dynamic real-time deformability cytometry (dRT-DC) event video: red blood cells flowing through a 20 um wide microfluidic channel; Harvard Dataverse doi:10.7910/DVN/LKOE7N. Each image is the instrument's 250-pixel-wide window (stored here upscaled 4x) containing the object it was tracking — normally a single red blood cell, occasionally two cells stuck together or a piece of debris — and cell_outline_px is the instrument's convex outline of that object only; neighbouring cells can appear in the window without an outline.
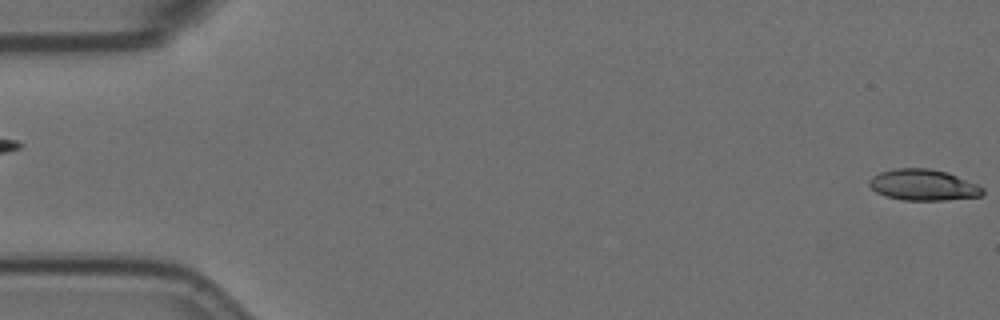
{"species": "Egyptian fruit bat (a non-hibernating species)", "species_latin": "Rousettus aegyptiacus", "temperature_condition": "room temperature", "stored_images_in_passage": 58, "camera_frame_rate_fps": 3000, "um_per_image_px": 0.085, "animal": {"sex": "female"}, "frame": {"image": 1, "passage_image": 1, "time_ms": 0.0, "image_size_px": [1000, 320], "cell_outline_px": [[984, 192], [980, 196], [944, 200], [904, 200], [884, 196], [876, 192], [868, 184], [868, 180], [872, 176], [880, 172], [892, 168], [928, 168], [948, 172], [976, 184], [984, 188]], "centroid_in_image_um": [78.44, 15.71], "position_along_channel_um": 6.6, "area_um2": 20.63}}
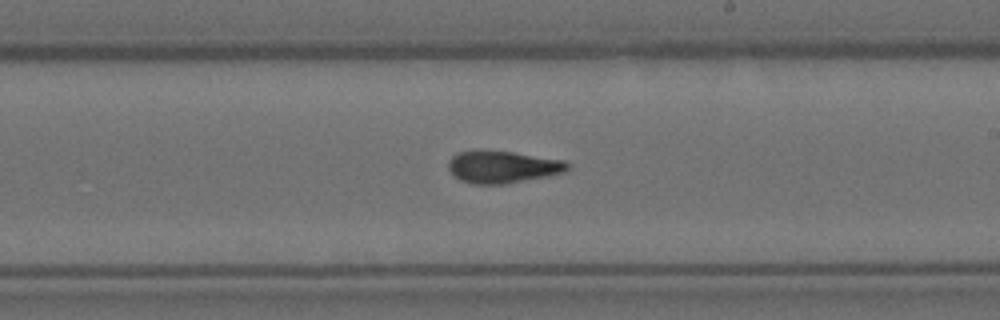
{"frame": {"image": 2, "passage_image": 34, "time_ms": 11.0, "image_size_px": [1000, 320], "cell_outline_px": [[572, 164], [564, 172], [548, 176], [504, 184], [472, 184], [460, 180], [448, 168], [448, 160], [452, 156], [460, 152], [512, 152], [564, 160]], "centroid_in_image_um": [42.76, 14.21], "position_along_channel_um": 246.2, "area_um2": 21.91}}
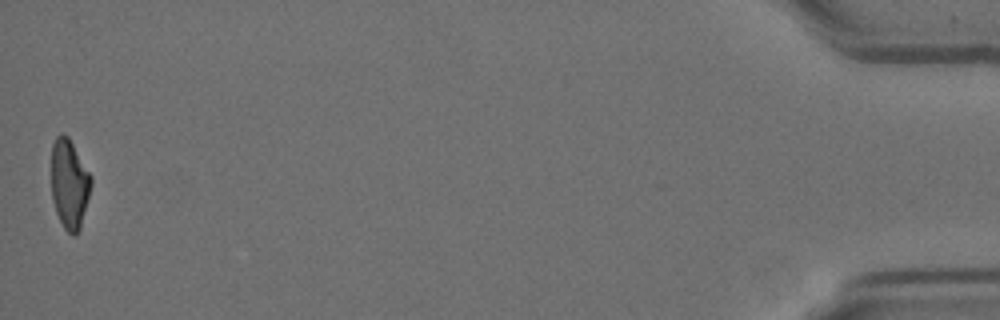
{"frame": {"image": 3, "passage_image": 58, "time_ms": 19.0, "image_size_px": [1000, 320], "cell_outline_px": [[92, 184], [80, 228], [76, 236], [72, 236], [64, 228], [56, 212], [52, 200], [52, 144], [56, 136], [60, 132], [68, 136], [92, 176]], "centroid_in_image_um": [5.9, 15.63], "position_along_channel_um": 429.3, "area_um2": 20.75}, "authors_computed_cell_mechanics": {"area_um2": 21.5883, "velocity_mm_per_s": 3.5069, "shape_relaxation_time_tau1_ms": 6.9549, "shape_relaxation_time_tau2_ms": 2.1346, "deformation_change_tau1": 0.2283, "deformation_change_tau2": 0.1053}}